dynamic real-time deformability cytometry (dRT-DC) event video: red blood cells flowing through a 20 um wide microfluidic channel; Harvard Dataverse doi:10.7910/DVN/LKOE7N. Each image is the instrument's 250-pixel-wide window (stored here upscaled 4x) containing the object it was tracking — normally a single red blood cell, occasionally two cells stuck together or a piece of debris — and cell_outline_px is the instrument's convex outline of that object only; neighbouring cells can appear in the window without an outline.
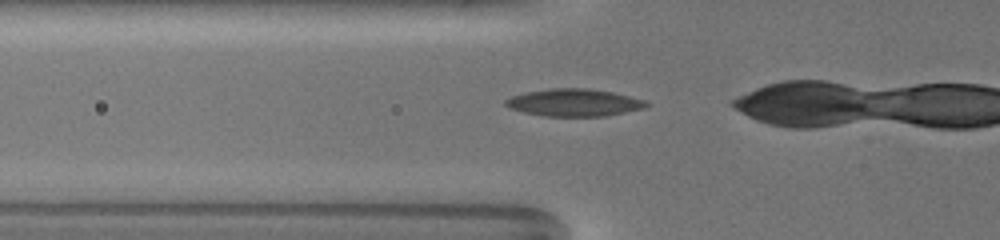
{"species": "common noctule bat (a hibernating species)", "species_latin": "Nyctalus noctula", "temperature_condition": "warm", "stored_images_in_passage": 45, "camera_frame_rate_fps": 3000, "um_per_image_px": 0.085, "animal": {"sex": "female", "body_mass_g": 19.5, "forearm_length_mm": 54.1}, "frame": {"image": 1, "passage_image": 17, "time_ms": 5.333, "image_size_px": [1000, 240], "cell_outline_px": [[652, 104], [644, 108], [604, 116], [544, 116], [524, 112], [508, 108], [504, 104], [504, 100], [512, 96], [524, 92], [552, 88], [588, 88], [612, 92], [644, 100]], "centroid_in_image_um": [48.76, 8.71], "position_along_channel_um": 77.0, "area_um2": 22.43}}
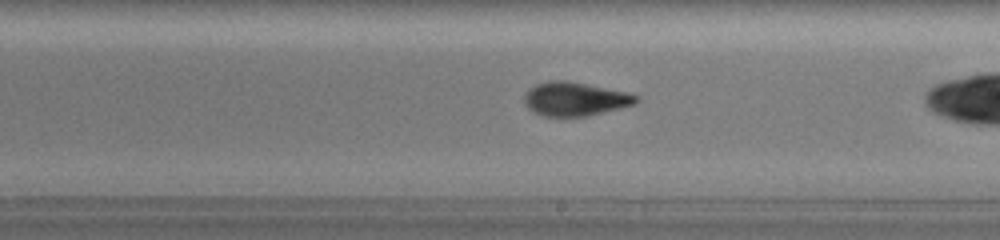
{"frame": {"image": 2, "passage_image": 32, "time_ms": 10.333, "image_size_px": [1000, 240], "cell_outline_px": [[640, 100], [636, 104], [588, 116], [540, 116], [532, 112], [524, 104], [524, 96], [528, 88], [536, 84], [548, 80], [568, 80], [624, 92], [640, 96]], "centroid_in_image_um": [48.84, 8.41], "position_along_channel_um": 240.2, "area_um2": 22.2}}